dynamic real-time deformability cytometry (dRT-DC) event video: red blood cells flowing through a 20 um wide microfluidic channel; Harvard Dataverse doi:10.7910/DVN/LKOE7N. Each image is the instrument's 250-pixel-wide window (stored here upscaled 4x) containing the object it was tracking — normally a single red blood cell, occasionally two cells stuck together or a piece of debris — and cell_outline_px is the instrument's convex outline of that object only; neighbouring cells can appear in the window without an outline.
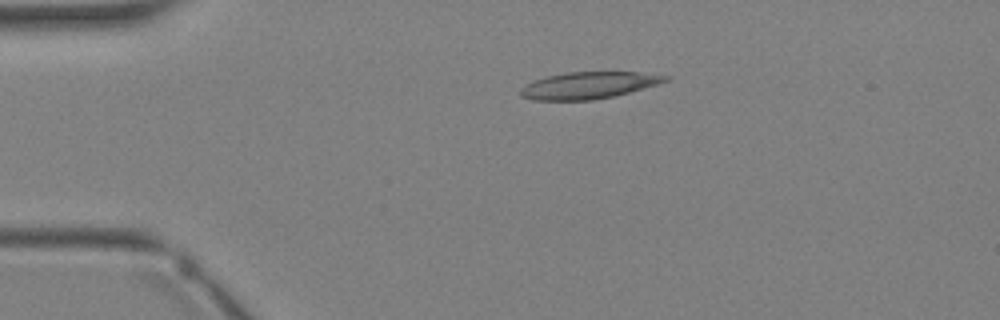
{"species": "Egyptian fruit bat (a non-hibernating species)", "species_latin": "Rousettus aegyptiacus", "temperature_condition": "warm", "stored_images_in_passage": 2, "camera_frame_rate_fps": 3000, "um_per_image_px": 0.085, "animal": {"sex": "female"}, "frame": {"image": 1, "passage_image": 2, "time_ms": 1.333, "image_size_px": [1000, 320], "cell_outline_px": [[672, 76], [668, 80], [656, 84], [628, 92], [612, 96], [592, 100], [532, 100], [520, 96], [520, 88], [524, 84], [532, 80], [544, 76], [568, 72], [636, 72]], "centroid_in_image_um": [49.94, 7.24], "position_along_channel_um": 35.1, "area_um2": 22.6}}